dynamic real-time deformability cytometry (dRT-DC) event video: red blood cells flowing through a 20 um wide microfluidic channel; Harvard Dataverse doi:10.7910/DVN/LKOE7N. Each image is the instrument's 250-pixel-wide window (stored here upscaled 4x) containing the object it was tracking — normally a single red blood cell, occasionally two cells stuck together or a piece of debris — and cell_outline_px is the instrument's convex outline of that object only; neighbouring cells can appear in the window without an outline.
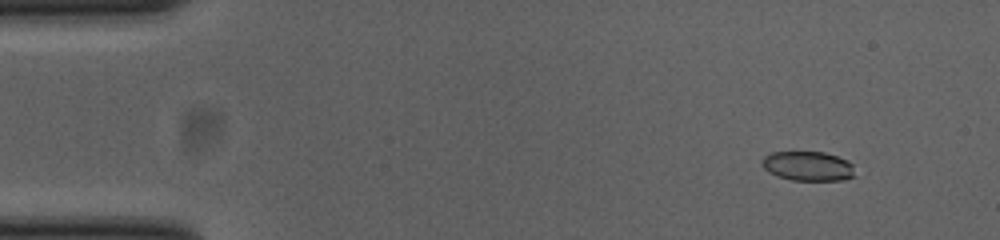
{"species": "common noctule bat (a hibernating species)", "species_latin": "Nyctalus noctula", "temperature_condition": "cold", "stored_images_in_passage": 54, "camera_frame_rate_fps": 3000, "um_per_image_px": 0.085, "animal": {"sex": "female", "body_mass_g": 23.0, "forearm_length_mm": 53.4}, "frame": {"image": 1, "passage_image": 6, "time_ms": 1.667, "image_size_px": [1000, 240], "cell_outline_px": [[852, 176], [844, 180], [792, 180], [776, 176], [768, 172], [760, 164], [760, 160], [764, 156], [772, 152], [824, 152], [848, 160], [852, 164]], "centroid_in_image_um": [68.61, 14.11], "position_along_channel_um": 16.4, "area_um2": 15.95}}
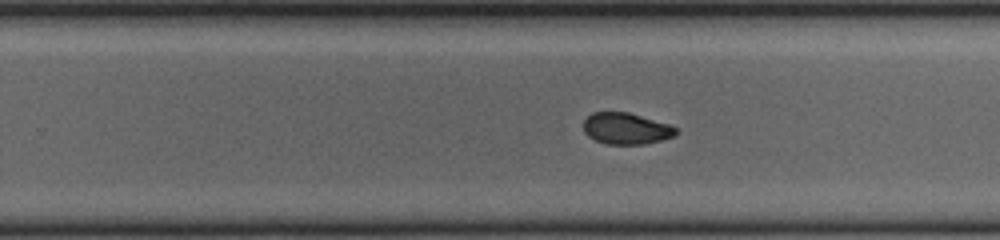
{"frame": {"image": 2, "passage_image": 34, "time_ms": 11.0, "image_size_px": [1000, 240], "cell_outline_px": [[680, 132], [676, 136], [644, 144], [608, 144], [596, 140], [588, 136], [584, 132], [584, 120], [592, 112], [628, 112], [668, 124], [676, 128]], "centroid_in_image_um": [53.23, 10.93], "position_along_channel_um": 276.6, "area_um2": 16.88}}
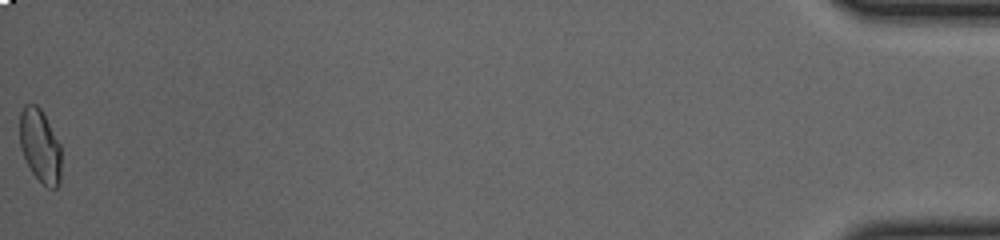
{"frame": {"image": 3, "passage_image": 54, "time_ms": 17.667, "image_size_px": [1000, 240], "cell_outline_px": [[60, 184], [56, 188], [48, 188], [32, 172], [20, 148], [20, 112], [24, 104], [36, 104], [40, 108], [60, 144]], "centroid_in_image_um": [3.4, 12.39], "position_along_channel_um": 431.8, "area_um2": 17.51}, "authors_computed_cell_mechanics": {"area_um2": 17.4267, "velocity_mm_per_s": 3.8732, "shape_relaxation_time_tau1_ms": 6.9019, "shape_relaxation_time_tau2_ms": 2.6561, "deformation_change_tau1": 0.121, "deformation_change_tau2": 0.0633}}